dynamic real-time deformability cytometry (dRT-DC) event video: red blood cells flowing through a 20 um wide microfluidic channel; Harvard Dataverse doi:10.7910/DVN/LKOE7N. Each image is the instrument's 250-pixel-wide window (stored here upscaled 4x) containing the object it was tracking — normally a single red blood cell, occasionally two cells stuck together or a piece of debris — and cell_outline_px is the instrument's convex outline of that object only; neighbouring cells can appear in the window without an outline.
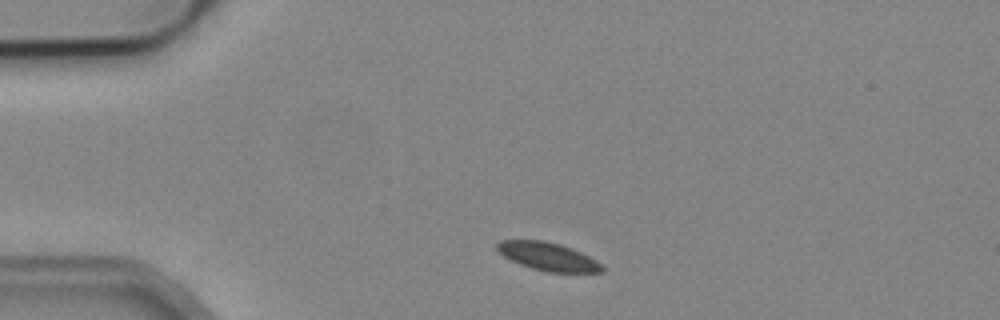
{"species": "common noctule bat (a hibernating species)", "species_latin": "Nyctalus noctula", "temperature_condition": "cold", "stored_images_in_passage": 2, "camera_frame_rate_fps": 3000, "um_per_image_px": 0.085, "animal": {"sex": "male", "body_mass_g": 19.2, "forearm_length_mm": 51.8}, "frame": {"image": 1, "passage_image": 1, "time_ms": 0.0, "image_size_px": [1000, 320], "cell_outline_px": [[604, 272], [548, 272], [532, 268], [520, 264], [504, 256], [496, 248], [496, 244], [500, 240], [544, 240], [560, 244], [572, 248], [596, 260], [604, 268]], "centroid_in_image_um": [46.57, 21.79], "position_along_channel_um": 38.4, "area_um2": 17.05}}